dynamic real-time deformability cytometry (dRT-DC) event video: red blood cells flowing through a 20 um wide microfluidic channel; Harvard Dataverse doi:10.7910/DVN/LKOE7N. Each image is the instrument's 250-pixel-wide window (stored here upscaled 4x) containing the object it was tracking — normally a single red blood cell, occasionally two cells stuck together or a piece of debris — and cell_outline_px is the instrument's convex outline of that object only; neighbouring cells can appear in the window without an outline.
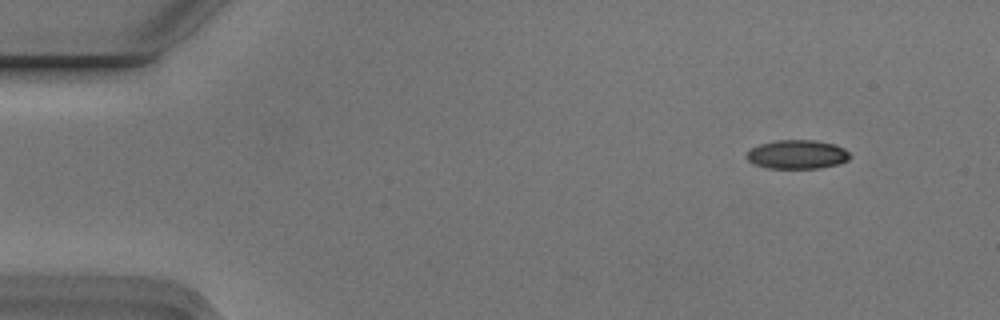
{"species": "Egyptian fruit bat (a non-hibernating species)", "species_latin": "Rousettus aegyptiacus", "temperature_condition": "cold", "stored_images_in_passage": 5, "camera_frame_rate_fps": 3000, "um_per_image_px": 0.085, "animal": {"sex": "male"}, "frame": {"image": 1, "passage_image": 2, "time_ms": 0.333, "image_size_px": [1000, 320], "cell_outline_px": [[852, 156], [848, 160], [840, 164], [820, 168], [768, 168], [752, 164], [744, 156], [752, 148], [760, 144], [776, 140], [812, 140], [832, 144], [844, 148]], "centroid_in_image_um": [67.76, 13.14], "position_along_channel_um": 17.2, "area_um2": 17.46}}
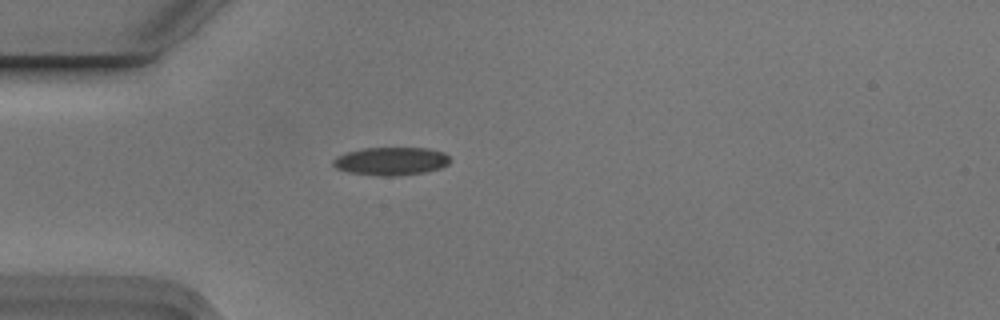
{"frame": {"image": 2, "passage_image": 5, "time_ms": 1.333, "image_size_px": [1000, 320], "cell_outline_px": [[448, 164], [440, 168], [424, 172], [396, 176], [384, 176], [348, 172], [336, 168], [332, 164], [332, 160], [336, 156], [348, 152], [364, 148], [428, 148], [444, 152], [448, 156]], "centroid_in_image_um": [33.22, 13.7], "position_along_channel_um": 51.8, "area_um2": 19.02}}